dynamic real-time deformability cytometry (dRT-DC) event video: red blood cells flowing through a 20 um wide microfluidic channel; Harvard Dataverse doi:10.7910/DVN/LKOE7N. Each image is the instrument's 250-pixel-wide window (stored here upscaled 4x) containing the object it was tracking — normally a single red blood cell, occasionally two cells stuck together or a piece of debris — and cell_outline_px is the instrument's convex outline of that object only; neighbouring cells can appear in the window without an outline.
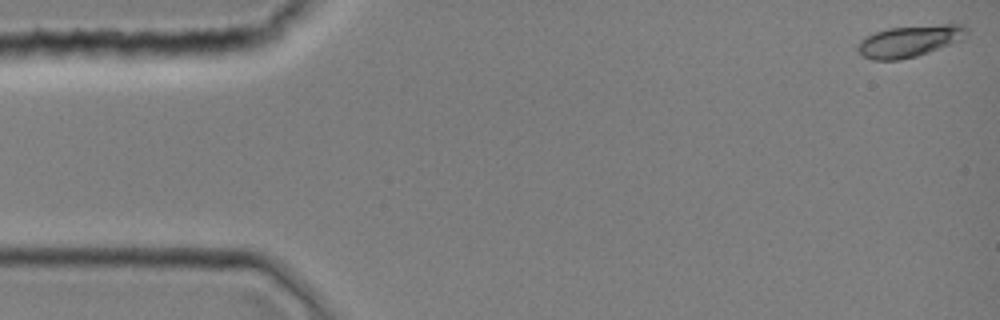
{"species": "common noctule bat (a hibernating species)", "species_latin": "Nyctalus noctula", "temperature_condition": "room temperature", "stored_images_in_passage": 44, "camera_frame_rate_fps": 3000, "um_per_image_px": 0.085, "animal": {"sex": "female", "body_mass_g": 19.0, "forearm_length_mm": 51.5}, "frame": {"image": 1, "passage_image": 1, "time_ms": 0.0, "image_size_px": [1000, 320], "cell_outline_px": [[968, 32], [960, 40], [928, 52], [916, 56], [900, 60], [872, 60], [864, 56], [856, 48], [856, 44], [860, 40], [876, 32], [888, 28], [940, 24], [960, 24], [968, 28]], "centroid_in_image_um": [77.29, 3.49], "position_along_channel_um": 7.7, "area_um2": 19.88}}
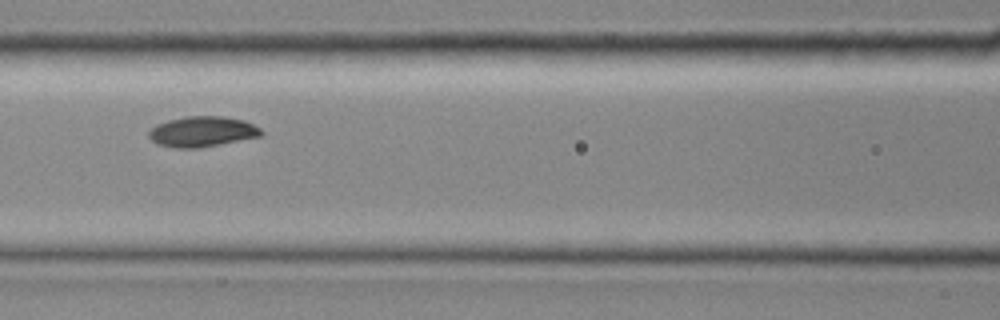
{"frame": {"image": 2, "passage_image": 19, "time_ms": 6.0, "image_size_px": [1000, 320], "cell_outline_px": [[264, 132], [260, 136], [200, 148], [172, 148], [156, 144], [148, 136], [148, 132], [156, 124], [168, 120], [184, 116], [224, 116], [244, 120], [260, 128]], "centroid_in_image_um": [17.16, 11.19], "position_along_channel_um": 149.4, "area_um2": 20.06}}
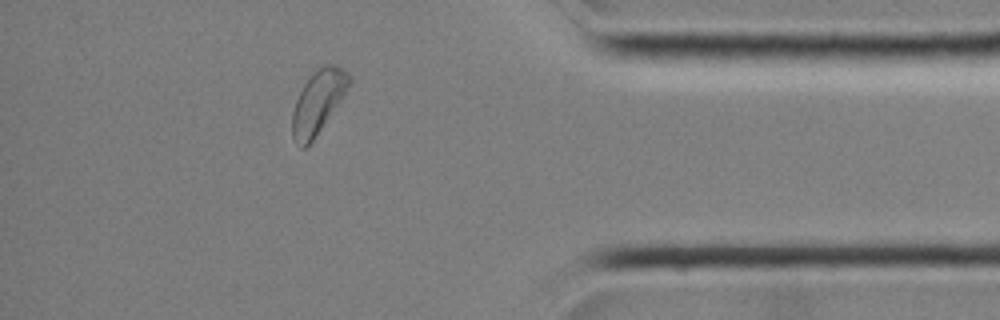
{"frame": {"image": 3, "passage_image": 38, "time_ms": 12.333, "image_size_px": [1000, 320], "cell_outline_px": [[352, 80], [340, 100], [312, 140], [304, 148], [300, 148], [292, 136], [292, 112], [296, 100], [304, 84], [324, 64], [336, 64], [348, 72], [352, 76]], "centroid_in_image_um": [27.03, 8.65], "position_along_channel_um": 408.2, "area_um2": 20.23}}